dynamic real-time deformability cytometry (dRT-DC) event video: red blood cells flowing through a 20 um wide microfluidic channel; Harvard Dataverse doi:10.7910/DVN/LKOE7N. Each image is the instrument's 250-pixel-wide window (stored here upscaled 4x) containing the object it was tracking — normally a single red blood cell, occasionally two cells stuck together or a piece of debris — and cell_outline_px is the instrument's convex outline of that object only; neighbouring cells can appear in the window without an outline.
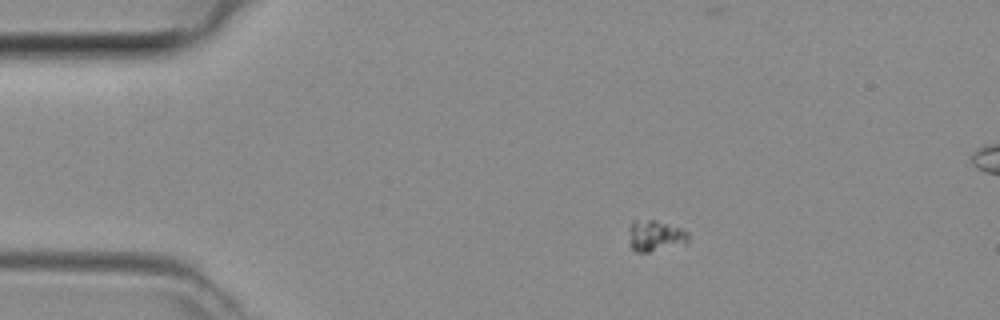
{"species": "common noctule bat (a hibernating species)", "species_latin": "Nyctalus noctula", "temperature_condition": "room temperature", "stored_images_in_passage": 3, "camera_frame_rate_fps": 3000, "um_per_image_px": 0.085, "animal": {"sex": "female", "body_mass_g": 29.2, "forearm_length_mm": 56.3}, "frame": {"image": 1, "passage_image": 1, "time_ms": 0.0, "image_size_px": [1000, 320], "cell_outline_px": [[688, 244], [648, 252], [636, 252], [632, 248], [632, 220], [656, 220], [680, 228], [688, 232]], "centroid_in_image_um": [55.79, 20.05], "position_along_channel_um": 29.2, "area_um2": 10.46}}